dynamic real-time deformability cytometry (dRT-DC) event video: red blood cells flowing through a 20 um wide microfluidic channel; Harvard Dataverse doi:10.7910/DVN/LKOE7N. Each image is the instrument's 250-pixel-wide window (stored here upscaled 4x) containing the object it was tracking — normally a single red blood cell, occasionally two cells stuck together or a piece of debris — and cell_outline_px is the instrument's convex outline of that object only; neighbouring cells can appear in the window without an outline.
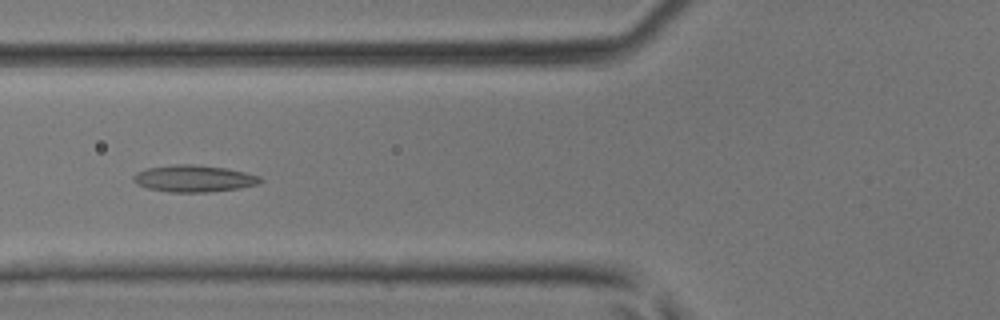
{"species": "common noctule bat (a hibernating species)", "species_latin": "Nyctalus noctula", "temperature_condition": "room temperature", "stored_images_in_passage": 33, "camera_frame_rate_fps": 3000, "um_per_image_px": 0.085, "animal": {"sex": "male", "body_mass_g": 17.9, "forearm_length_mm": 54.2}, "frame": {"image": 1, "passage_image": 5, "time_ms": 1.333, "image_size_px": [1000, 320], "cell_outline_px": [[264, 180], [260, 184], [240, 188], [208, 192], [172, 192], [148, 188], [136, 184], [132, 180], [132, 176], [136, 172], [148, 168], [176, 164], [192, 164], [224, 168], [244, 172], [260, 176]], "centroid_in_image_um": [16.49, 15.18], "position_along_channel_um": 109.3, "area_um2": 19.83}}
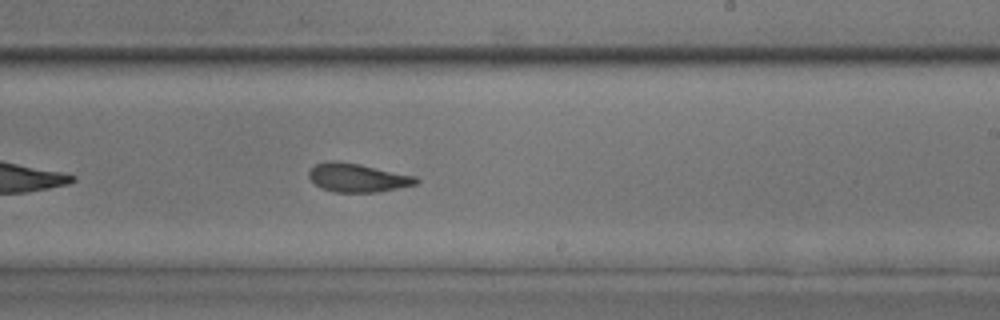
{"frame": {"image": 2, "passage_image": 15, "time_ms": 4.667, "image_size_px": [1000, 320], "cell_outline_px": [[420, 180], [416, 184], [380, 192], [336, 192], [320, 188], [308, 176], [308, 172], [316, 164], [328, 160], [340, 160], [360, 164], [416, 176]], "centroid_in_image_um": [30.39, 15.09], "position_along_channel_um": 258.6, "area_um2": 17.98}}
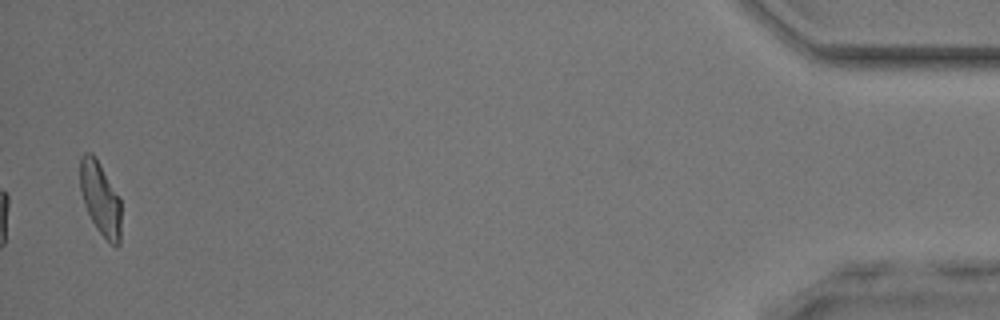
{"frame": {"image": 3, "passage_image": 32, "time_ms": 10.333, "image_size_px": [1000, 320], "cell_outline_px": [[120, 244], [116, 248], [96, 228], [84, 204], [80, 192], [80, 156], [84, 152], [92, 152], [96, 156], [120, 196]], "centroid_in_image_um": [8.53, 16.82], "position_along_channel_um": 426.7, "area_um2": 17.74}}